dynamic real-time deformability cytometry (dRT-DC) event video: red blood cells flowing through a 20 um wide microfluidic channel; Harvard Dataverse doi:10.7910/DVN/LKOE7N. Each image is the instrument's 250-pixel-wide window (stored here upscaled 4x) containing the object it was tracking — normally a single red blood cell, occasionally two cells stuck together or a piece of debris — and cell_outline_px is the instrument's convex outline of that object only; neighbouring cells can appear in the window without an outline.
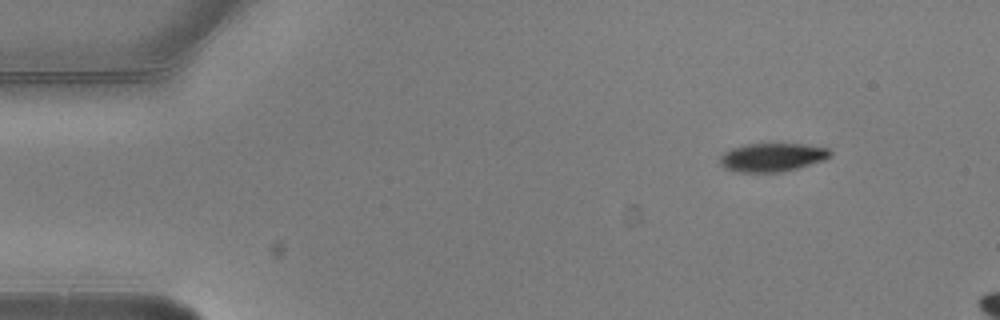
{"species": "common noctule bat (a hibernating species)", "species_latin": "Nyctalus noctula", "temperature_condition": "warm", "stored_images_in_passage": 3, "camera_frame_rate_fps": 3000, "um_per_image_px": 0.085, "animal": {"sex": "male", "body_mass_g": 20.5, "forearm_length_mm": 52.5}, "frame": {"image": 1, "passage_image": 1, "time_ms": 0.0, "image_size_px": [1000, 320], "cell_outline_px": [[832, 156], [824, 160], [796, 168], [780, 172], [740, 172], [724, 168], [720, 164], [720, 156], [724, 152], [732, 148], [748, 144], [804, 144], [828, 148], [832, 152]], "centroid_in_image_um": [65.64, 13.37], "position_along_channel_um": 19.4, "area_um2": 18.21}}